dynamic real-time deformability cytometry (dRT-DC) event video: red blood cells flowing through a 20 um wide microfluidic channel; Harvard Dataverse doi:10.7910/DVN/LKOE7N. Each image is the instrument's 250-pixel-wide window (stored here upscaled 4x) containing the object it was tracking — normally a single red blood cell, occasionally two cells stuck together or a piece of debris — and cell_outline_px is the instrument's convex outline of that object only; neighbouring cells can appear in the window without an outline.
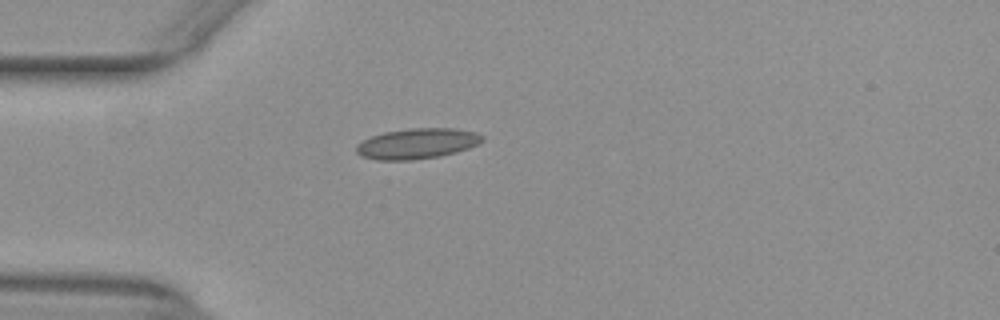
{"species": "common noctule bat (a hibernating species)", "species_latin": "Nyctalus noctula", "temperature_condition": "warm", "stored_images_in_passage": 40, "camera_frame_rate_fps": 3000, "um_per_image_px": 0.085, "animal": {"sex": "female", "body_mass_g": 29.2, "forearm_length_mm": 56.3}, "frame": {"image": 1, "passage_image": 2, "time_ms": 0.333, "image_size_px": [1000, 320], "cell_outline_px": [[484, 140], [468, 148], [456, 152], [440, 156], [412, 160], [376, 160], [360, 156], [356, 152], [356, 144], [372, 136], [384, 132], [408, 128], [452, 128], [476, 132], [484, 136]], "centroid_in_image_um": [35.44, 12.2], "position_along_channel_um": 49.6, "area_um2": 22.43}}
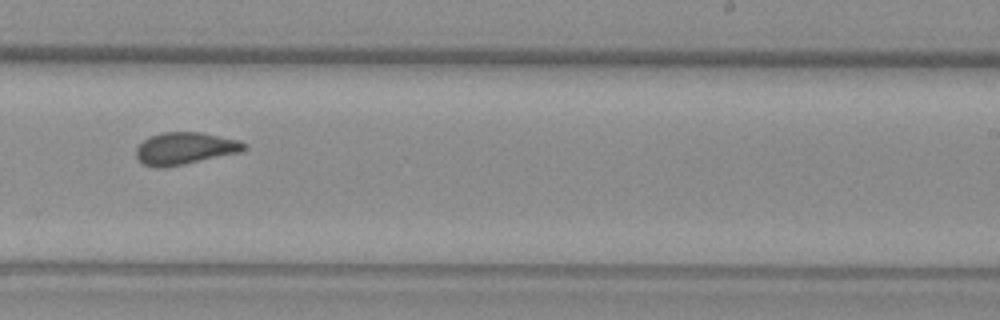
{"frame": {"image": 2, "passage_image": 20, "time_ms": 6.333, "image_size_px": [1000, 320], "cell_outline_px": [[248, 148], [240, 152], [184, 164], [164, 168], [152, 168], [136, 160], [136, 148], [144, 140], [160, 132], [200, 132], [240, 140], [248, 144]], "centroid_in_image_um": [15.72, 12.62], "position_along_channel_um": 273.3, "area_um2": 20.4}}
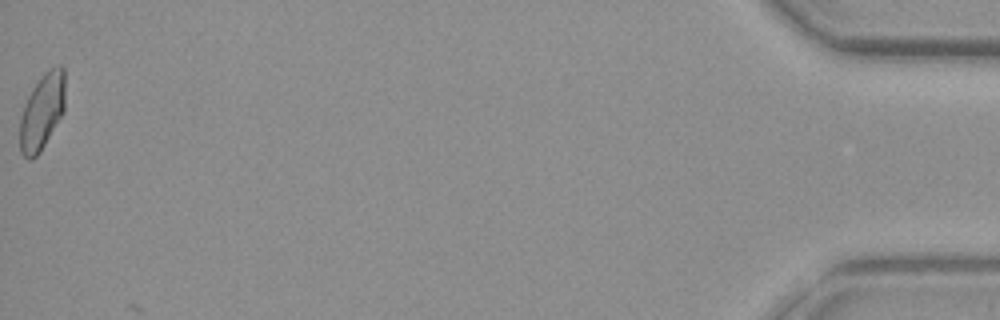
{"frame": {"image": 3, "passage_image": 40, "time_ms": 13.0, "image_size_px": [1000, 320], "cell_outline_px": [[64, 112], [40, 152], [32, 160], [28, 160], [20, 152], [20, 116], [24, 104], [32, 88], [44, 72], [48, 68], [56, 64], [60, 64], [64, 68]], "centroid_in_image_um": [3.57, 9.47], "position_along_channel_um": 431.6, "area_um2": 20.29}, "authors_computed_cell_mechanics": {"area_um2": 20.2589, "velocity_mm_per_s": 3.9482, "shape_relaxation_time_tau1_ms": null, "shape_relaxation_time_tau2_ms": 1.2842, "deformation_change_tau1": null, "deformation_change_tau2": 0.069}}